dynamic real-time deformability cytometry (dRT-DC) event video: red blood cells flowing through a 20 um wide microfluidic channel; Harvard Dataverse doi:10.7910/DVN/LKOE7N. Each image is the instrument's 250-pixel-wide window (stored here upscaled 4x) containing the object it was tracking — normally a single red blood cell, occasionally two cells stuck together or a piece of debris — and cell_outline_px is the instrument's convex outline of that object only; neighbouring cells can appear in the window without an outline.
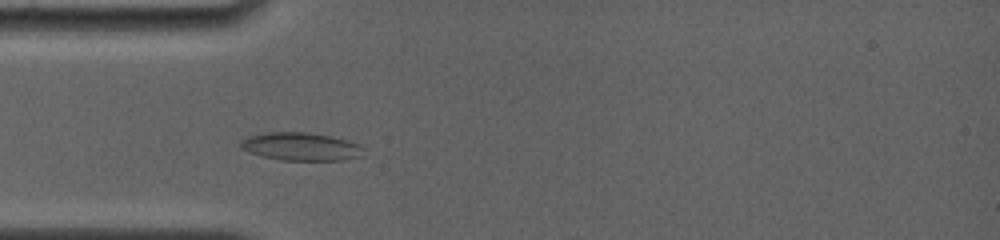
{"species": "common noctule bat (a hibernating species)", "species_latin": "Nyctalus noctula", "temperature_condition": "room temperature", "stored_images_in_passage": 9, "camera_frame_rate_fps": 4000, "um_per_image_px": 0.085, "animal": {"sex": "female", "body_mass_g": 19.0, "forearm_length_mm": 56.7}, "frame": {"image": 1, "passage_image": 1, "time_ms": 0.0, "image_size_px": [1000, 240], "cell_outline_px": [[364, 156], [344, 160], [280, 160], [248, 152], [240, 148], [240, 140], [248, 136], [268, 132], [308, 132], [332, 136], [348, 140], [360, 144], [364, 148]], "centroid_in_image_um": [25.62, 12.45], "position_along_channel_um": 59.4, "area_um2": 20.35}}
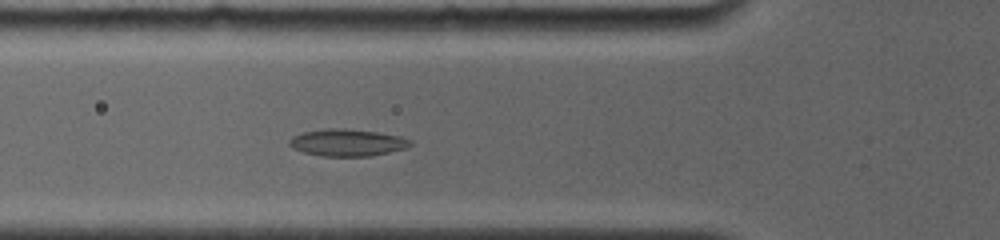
{"frame": {"image": 2, "passage_image": 8, "time_ms": 1.0, "image_size_px": [1000, 240], "cell_outline_px": [[412, 144], [404, 148], [388, 152], [368, 156], [320, 156], [304, 152], [292, 148], [288, 144], [288, 140], [292, 136], [304, 132], [324, 128], [344, 128], [376, 132], [400, 136], [412, 140]], "centroid_in_image_um": [29.47, 12.11], "position_along_channel_um": 96.3, "area_um2": 19.02}}